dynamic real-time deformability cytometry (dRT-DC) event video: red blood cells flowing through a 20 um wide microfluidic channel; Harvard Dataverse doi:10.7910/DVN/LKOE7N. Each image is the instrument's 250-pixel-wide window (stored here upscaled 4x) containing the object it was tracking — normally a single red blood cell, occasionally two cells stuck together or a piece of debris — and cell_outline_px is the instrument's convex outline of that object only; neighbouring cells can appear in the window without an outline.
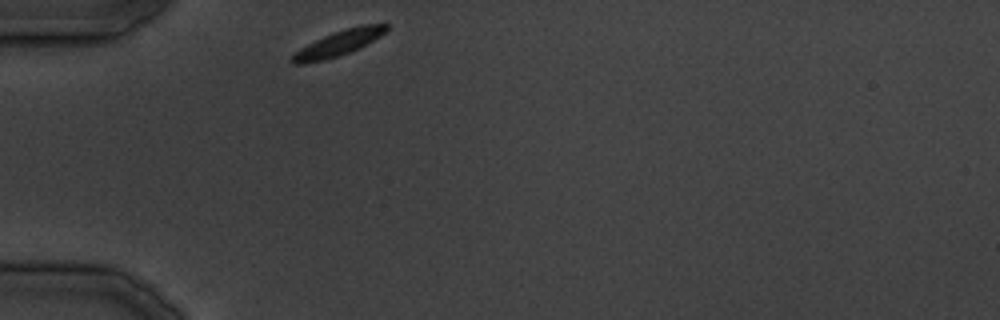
{"species": "common noctule bat (a hibernating species)", "species_latin": "Nyctalus noctula", "temperature_condition": "cold", "stored_images_in_passage": 14, "camera_frame_rate_fps": 3000, "um_per_image_px": 0.085, "animal": {"sex": "male", "body_mass_g": 19.5, "forearm_length_mm": 54.6}, "frame": {"image": 1, "passage_image": 1, "time_ms": 0.0, "image_size_px": [1000, 320], "cell_outline_px": [[388, 28], [380, 36], [348, 52], [324, 60], [304, 64], [292, 64], [288, 60], [300, 48], [324, 36], [360, 24], [388, 24]], "centroid_in_image_um": [28.71, 3.69], "position_along_channel_um": 56.3, "area_um2": 13.41}}
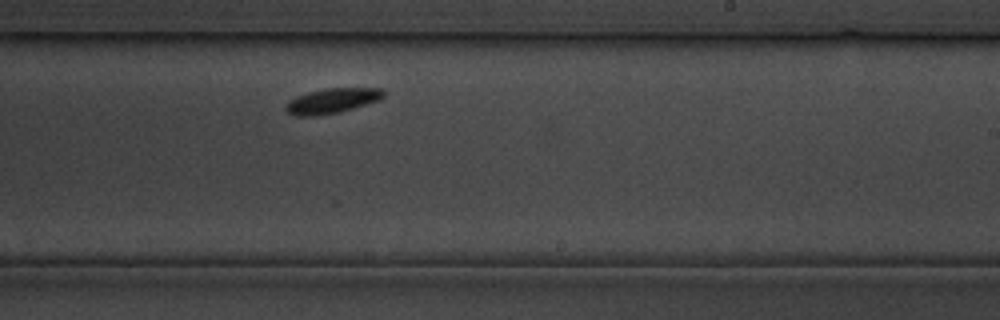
{"frame": {"image": 2, "passage_image": 14, "time_ms": 15.667, "image_size_px": [1000, 320], "cell_outline_px": [[384, 96], [380, 100], [340, 112], [316, 116], [296, 116], [288, 112], [284, 108], [288, 100], [296, 96], [308, 92], [324, 88], [380, 88], [384, 92]], "centroid_in_image_um": [28.2, 8.57], "position_along_channel_um": 260.8, "area_um2": 14.33}}